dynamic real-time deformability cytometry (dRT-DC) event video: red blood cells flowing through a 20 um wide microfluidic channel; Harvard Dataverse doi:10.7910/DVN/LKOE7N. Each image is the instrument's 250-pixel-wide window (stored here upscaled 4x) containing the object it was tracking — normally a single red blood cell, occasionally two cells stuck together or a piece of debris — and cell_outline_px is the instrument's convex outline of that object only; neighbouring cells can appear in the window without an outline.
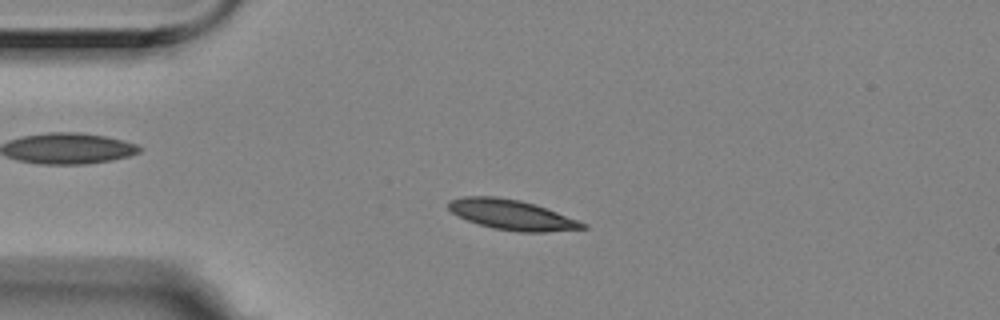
{"species": "Egyptian fruit bat (a non-hibernating species)", "species_latin": "Rousettus aegyptiacus", "temperature_condition": "room temperature", "stored_images_in_passage": 4, "camera_frame_rate_fps": 3000, "um_per_image_px": 0.085, "animal": {"sex": "female"}, "frame": {"image": 1, "passage_image": 3, "time_ms": 0.667, "image_size_px": [1000, 320], "cell_outline_px": [[588, 228], [548, 232], [520, 232], [492, 228], [468, 220], [452, 212], [448, 208], [448, 204], [452, 200], [464, 196], [496, 196], [520, 200], [536, 204], [588, 224]], "centroid_in_image_um": [43.55, 18.26], "position_along_channel_um": 41.4, "area_um2": 23.41}}